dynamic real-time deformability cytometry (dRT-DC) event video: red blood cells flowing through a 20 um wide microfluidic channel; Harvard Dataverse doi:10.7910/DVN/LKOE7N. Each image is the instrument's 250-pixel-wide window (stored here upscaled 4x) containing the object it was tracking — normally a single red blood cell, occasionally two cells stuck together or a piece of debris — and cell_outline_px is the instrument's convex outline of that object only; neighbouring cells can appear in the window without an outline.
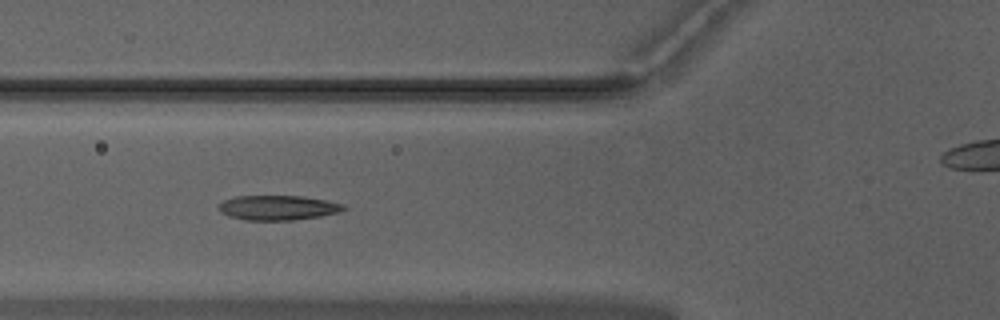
{"species": "Egyptian fruit bat (a non-hibernating species)", "species_latin": "Rousettus aegyptiacus", "temperature_condition": "warm", "stored_images_in_passage": 52, "camera_frame_rate_fps": 3000, "um_per_image_px": 0.085, "animal": {"sex": "male"}, "frame": {"image": 1, "passage_image": 19, "time_ms": 6.0, "image_size_px": [1000, 320], "cell_outline_px": [[348, 208], [340, 212], [320, 216], [292, 220], [248, 220], [228, 216], [220, 212], [220, 204], [224, 200], [236, 196], [304, 196], [344, 204]], "centroid_in_image_um": [23.65, 17.65], "position_along_channel_um": 102.1, "area_um2": 17.92}}
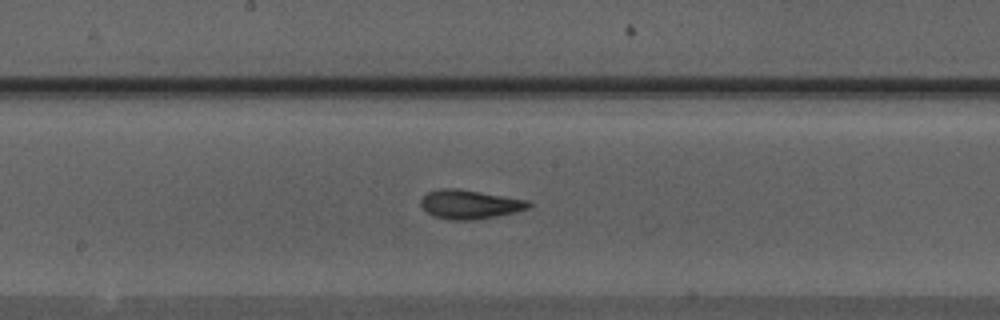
{"frame": {"image": 2, "passage_image": 27, "time_ms": 8.667, "image_size_px": [1000, 320], "cell_outline_px": [[532, 204], [528, 208], [516, 212], [496, 216], [472, 220], [452, 220], [432, 216], [420, 204], [420, 200], [428, 192], [440, 188], [456, 188], [532, 200]], "centroid_in_image_um": [39.96, 17.36], "position_along_channel_um": 208.2, "area_um2": 18.32}}
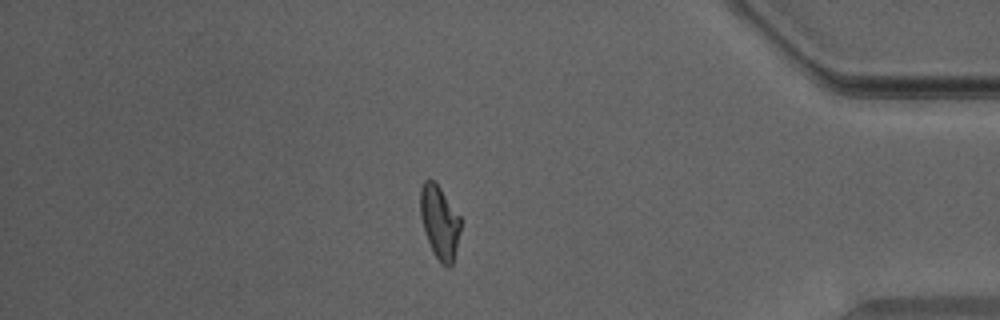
{"frame": {"image": 3, "passage_image": 44, "time_ms": 14.333, "image_size_px": [1000, 320], "cell_outline_px": [[460, 232], [452, 264], [448, 268], [440, 264], [428, 240], [420, 216], [420, 188], [424, 180], [432, 180], [440, 188], [460, 216]], "centroid_in_image_um": [37.36, 18.88], "position_along_channel_um": 397.8, "area_um2": 16.88}, "authors_computed_cell_mechanics": {"area_um2": 17.6001, "velocity_mm_per_s": 3.9658, "shape_relaxation_time_tau1_ms": 5.0057, "shape_relaxation_time_tau2_ms": 2.0366, "deformation_change_tau1": 0.1729, "deformation_change_tau2": 0.0905}}